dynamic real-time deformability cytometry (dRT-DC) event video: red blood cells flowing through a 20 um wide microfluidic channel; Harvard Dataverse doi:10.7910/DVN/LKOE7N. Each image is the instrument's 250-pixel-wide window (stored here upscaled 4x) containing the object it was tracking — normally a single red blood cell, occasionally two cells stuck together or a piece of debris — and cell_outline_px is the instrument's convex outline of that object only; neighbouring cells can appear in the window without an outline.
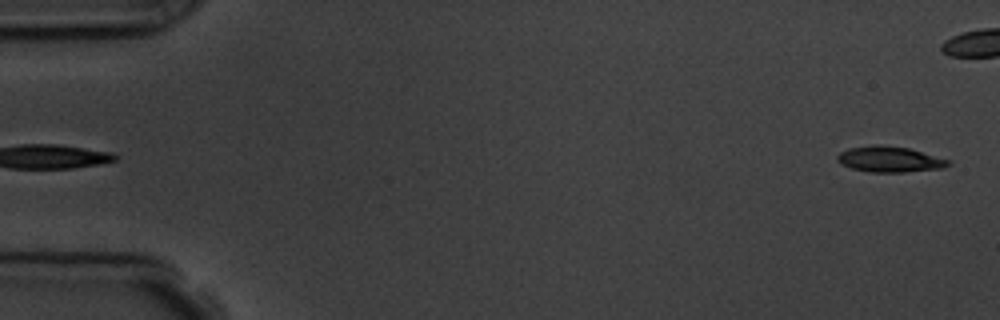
{"species": "common noctule bat (a hibernating species)", "species_latin": "Nyctalus noctula", "temperature_condition": "room temperature", "stored_images_in_passage": 5, "segment_of_instrument_passage": [2, 2], "camera_frame_rate_fps": 3000, "um_per_image_px": 0.085, "animal": {"sex": "male", "body_mass_g": 19.5, "forearm_length_mm": 54.6}, "frame": {"image": 1, "passage_image": 5, "time_ms": 5.333, "image_size_px": [1000, 320], "cell_outline_px": [[952, 164], [944, 168], [904, 172], [872, 172], [852, 168], [840, 164], [836, 160], [836, 156], [840, 152], [848, 148], [872, 144], [884, 144], [908, 148], [952, 160]], "centroid_in_image_um": [75.63, 13.52], "position_along_channel_um": 9.4, "area_um2": 16.94}}